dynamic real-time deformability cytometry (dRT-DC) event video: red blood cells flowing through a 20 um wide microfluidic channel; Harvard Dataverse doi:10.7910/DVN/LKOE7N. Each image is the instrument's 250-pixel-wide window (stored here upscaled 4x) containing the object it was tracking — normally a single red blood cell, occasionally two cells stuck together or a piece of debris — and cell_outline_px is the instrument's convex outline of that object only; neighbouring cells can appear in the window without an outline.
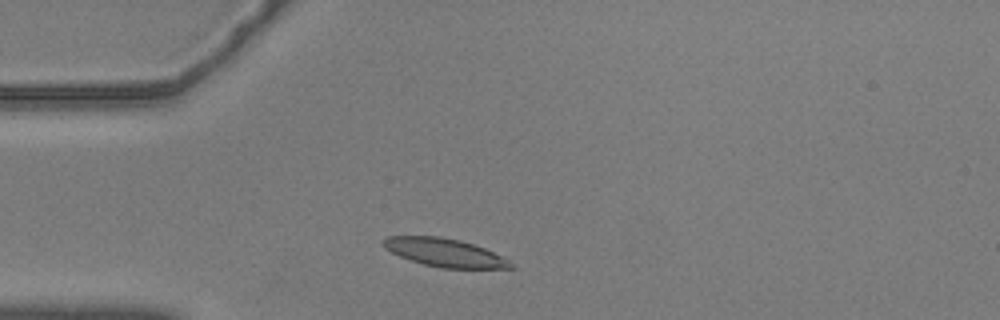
{"species": "common noctule bat (a hibernating species)", "species_latin": "Nyctalus noctula", "temperature_condition": "warm", "stored_images_in_passage": 43, "camera_frame_rate_fps": 3000, "um_per_image_px": 0.085, "animal": {"sex": "male", "body_mass_g": 20.5, "forearm_length_mm": 52.5}, "frame": {"image": 1, "passage_image": 1, "time_ms": 0.0, "image_size_px": [1000, 320], "cell_outline_px": [[516, 268], [440, 268], [424, 264], [400, 256], [384, 248], [380, 244], [380, 240], [388, 236], [440, 236], [460, 240], [484, 248], [516, 264]], "centroid_in_image_um": [37.77, 21.46], "position_along_channel_um": 47.2, "area_um2": 20.92}}
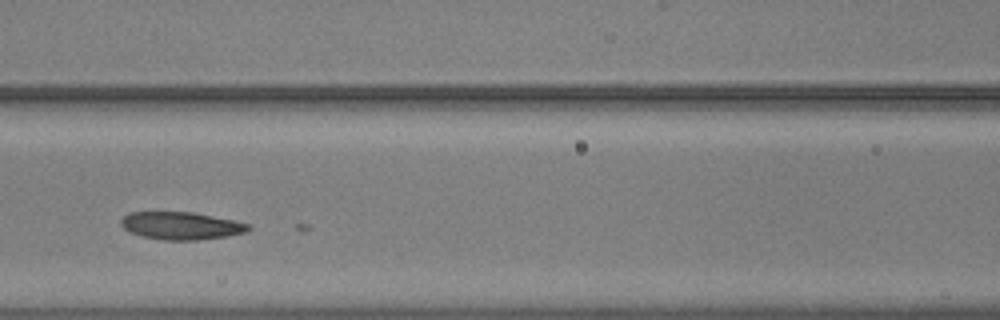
{"frame": {"image": 2, "passage_image": 11, "time_ms": 3.333, "image_size_px": [1000, 320], "cell_outline_px": [[252, 228], [244, 232], [228, 236], [200, 240], [164, 240], [140, 236], [124, 228], [120, 224], [120, 220], [128, 212], [192, 212], [232, 220], [248, 224]], "centroid_in_image_um": [15.37, 19.19], "position_along_channel_um": 151.2, "area_um2": 20.4}}
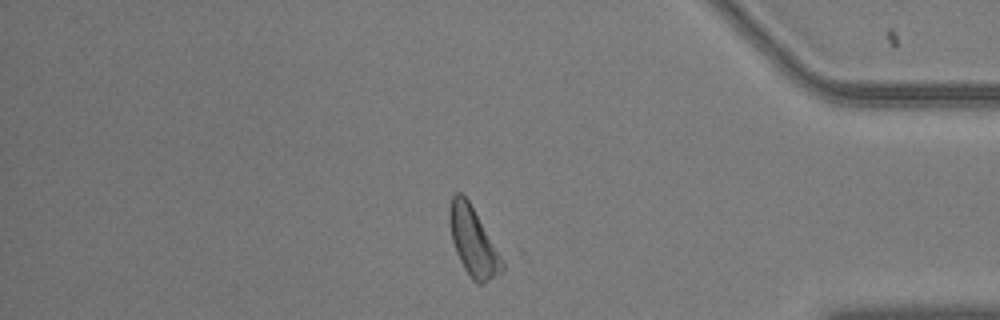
{"frame": {"image": 3, "passage_image": 34, "time_ms": 11.0, "image_size_px": [1000, 320], "cell_outline_px": [[504, 268], [500, 272], [484, 284], [476, 284], [472, 280], [464, 268], [456, 252], [452, 240], [448, 220], [448, 208], [452, 196], [456, 192], [460, 192], [468, 200], [500, 256], [504, 264]], "centroid_in_image_um": [40.17, 20.54], "position_along_channel_um": 395.0, "area_um2": 20.58}}